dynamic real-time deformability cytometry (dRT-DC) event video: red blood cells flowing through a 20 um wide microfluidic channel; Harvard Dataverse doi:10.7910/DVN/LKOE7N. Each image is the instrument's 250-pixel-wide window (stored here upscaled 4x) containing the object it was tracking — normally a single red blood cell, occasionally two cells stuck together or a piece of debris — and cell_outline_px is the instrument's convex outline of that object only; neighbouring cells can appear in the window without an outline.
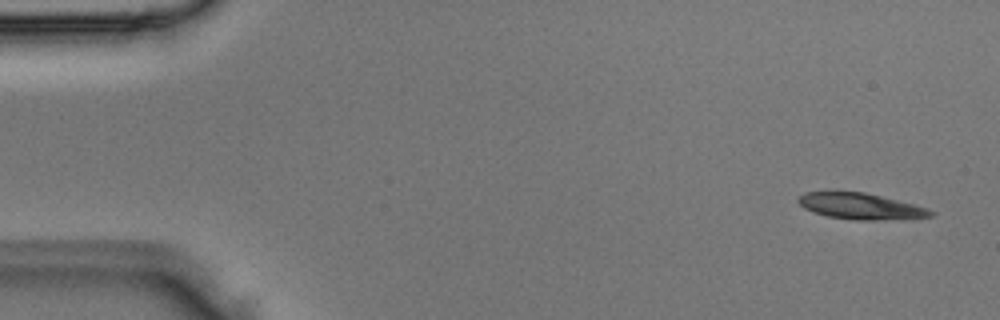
{"species": "Egyptian fruit bat (a non-hibernating species)", "species_latin": "Rousettus aegyptiacus", "temperature_condition": "room temperature", "stored_images_in_passage": 5, "camera_frame_rate_fps": 3000, "um_per_image_px": 0.085, "animal": {"sex": "male"}, "frame": {"image": 1, "passage_image": 1, "time_ms": 0.0, "image_size_px": [1000, 320], "cell_outline_px": [[936, 212], [932, 216], [872, 220], [852, 220], [828, 216], [804, 208], [796, 200], [804, 192], [836, 188], [864, 192], [928, 208]], "centroid_in_image_um": [73.04, 17.47], "position_along_channel_um": 12.0, "area_um2": 20.52}}